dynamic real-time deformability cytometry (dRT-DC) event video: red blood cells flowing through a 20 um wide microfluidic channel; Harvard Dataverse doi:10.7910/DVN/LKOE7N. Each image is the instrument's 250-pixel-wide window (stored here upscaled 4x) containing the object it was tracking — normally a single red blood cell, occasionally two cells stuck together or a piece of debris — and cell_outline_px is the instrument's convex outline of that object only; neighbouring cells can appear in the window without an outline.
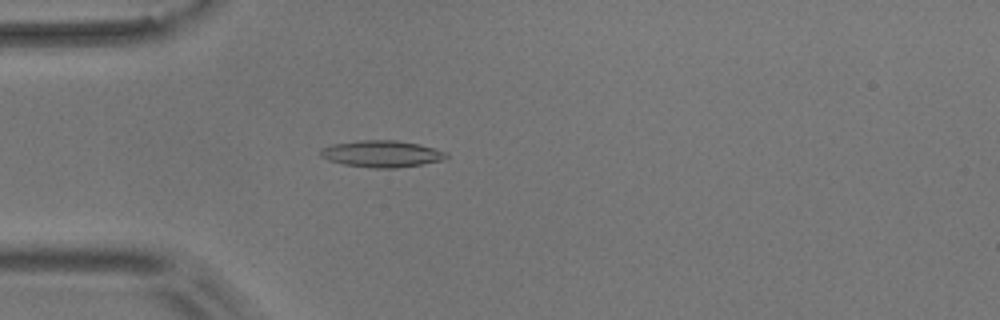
{"species": "common noctule bat (a hibernating species)", "species_latin": "Nyctalus noctula", "temperature_condition": "room temperature", "stored_images_in_passage": 54, "camera_frame_rate_fps": 3000, "um_per_image_px": 0.085, "animal": {"sex": "male", "body_mass_g": 17.9}, "frame": {"image": 1, "passage_image": 15, "time_ms": 4.667, "image_size_px": [1000, 320], "cell_outline_px": [[448, 156], [444, 160], [396, 168], [372, 168], [344, 164], [328, 160], [320, 156], [320, 148], [332, 144], [356, 140], [396, 140], [420, 144], [448, 152]], "centroid_in_image_um": [32.44, 13.06], "position_along_channel_um": 52.6, "area_um2": 19.71}}
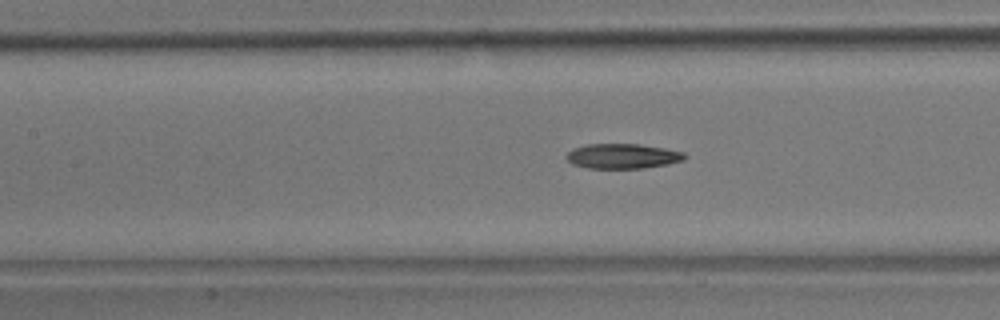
{"frame": {"image": 2, "passage_image": 24, "time_ms": 7.667, "image_size_px": [1000, 320], "cell_outline_px": [[688, 156], [684, 160], [668, 164], [644, 168], [588, 168], [572, 164], [564, 156], [568, 152], [576, 148], [588, 144], [640, 144], [664, 148], [684, 152]], "centroid_in_image_um": [52.95, 13.27], "position_along_channel_um": 154.4, "area_um2": 17.17}}
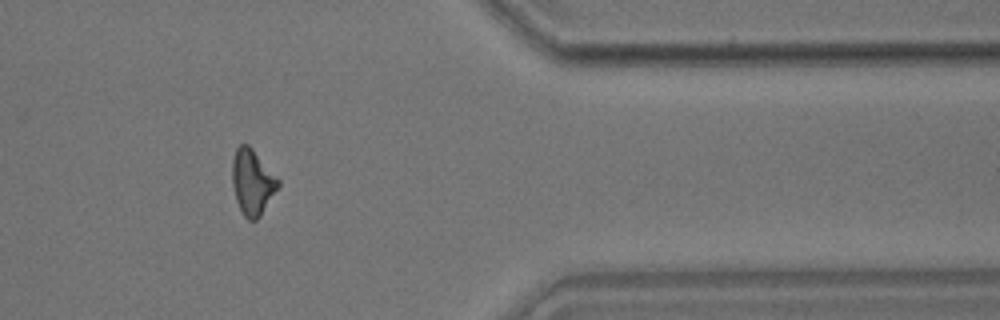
{"frame": {"image": 3, "passage_image": 45, "time_ms": 14.667, "image_size_px": [1000, 320], "cell_outline_px": [[280, 184], [260, 216], [256, 220], [248, 220], [244, 216], [236, 200], [232, 184], [232, 160], [236, 148], [240, 144], [248, 144], [252, 148], [280, 180]], "centroid_in_image_um": [21.44, 15.46], "position_along_channel_um": 390.0, "area_um2": 17.4}, "authors_computed_cell_mechanics": {"area_um2": 17.3978, "velocity_mm_per_s": 3.6624, "shape_relaxation_time_tau1_ms": null, "shape_relaxation_time_tau2_ms": 8.6159, "deformation_change_tau1": null, "deformation_change_tau2": 0.1912}}